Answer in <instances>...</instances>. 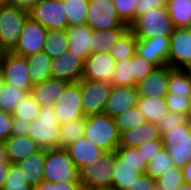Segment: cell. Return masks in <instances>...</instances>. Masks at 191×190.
Here are the masks:
<instances>
[{"label": "cell", "mask_w": 191, "mask_h": 190, "mask_svg": "<svg viewBox=\"0 0 191 190\" xmlns=\"http://www.w3.org/2000/svg\"><path fill=\"white\" fill-rule=\"evenodd\" d=\"M85 117L60 124L59 148L65 149L77 139L84 137Z\"/></svg>", "instance_id": "obj_35"}, {"label": "cell", "mask_w": 191, "mask_h": 190, "mask_svg": "<svg viewBox=\"0 0 191 190\" xmlns=\"http://www.w3.org/2000/svg\"><path fill=\"white\" fill-rule=\"evenodd\" d=\"M184 182L182 170L173 166L166 170L164 174L156 180V184L165 190H177L179 185Z\"/></svg>", "instance_id": "obj_42"}, {"label": "cell", "mask_w": 191, "mask_h": 190, "mask_svg": "<svg viewBox=\"0 0 191 190\" xmlns=\"http://www.w3.org/2000/svg\"><path fill=\"white\" fill-rule=\"evenodd\" d=\"M2 146L11 164H17L40 150L37 143L28 135L9 136Z\"/></svg>", "instance_id": "obj_21"}, {"label": "cell", "mask_w": 191, "mask_h": 190, "mask_svg": "<svg viewBox=\"0 0 191 190\" xmlns=\"http://www.w3.org/2000/svg\"><path fill=\"white\" fill-rule=\"evenodd\" d=\"M116 154L122 158L125 163L131 166H146L147 161L139 153L136 147L118 146L116 148Z\"/></svg>", "instance_id": "obj_45"}, {"label": "cell", "mask_w": 191, "mask_h": 190, "mask_svg": "<svg viewBox=\"0 0 191 190\" xmlns=\"http://www.w3.org/2000/svg\"><path fill=\"white\" fill-rule=\"evenodd\" d=\"M39 1L40 0H9V4L29 11Z\"/></svg>", "instance_id": "obj_54"}, {"label": "cell", "mask_w": 191, "mask_h": 190, "mask_svg": "<svg viewBox=\"0 0 191 190\" xmlns=\"http://www.w3.org/2000/svg\"><path fill=\"white\" fill-rule=\"evenodd\" d=\"M2 162H9V161L7 160L5 149L3 148L2 144H0V164Z\"/></svg>", "instance_id": "obj_57"}, {"label": "cell", "mask_w": 191, "mask_h": 190, "mask_svg": "<svg viewBox=\"0 0 191 190\" xmlns=\"http://www.w3.org/2000/svg\"><path fill=\"white\" fill-rule=\"evenodd\" d=\"M84 60L67 51L57 58H51L52 78L77 83L82 80Z\"/></svg>", "instance_id": "obj_15"}, {"label": "cell", "mask_w": 191, "mask_h": 190, "mask_svg": "<svg viewBox=\"0 0 191 190\" xmlns=\"http://www.w3.org/2000/svg\"><path fill=\"white\" fill-rule=\"evenodd\" d=\"M27 94L17 87L5 84L0 93V110L13 114L18 102Z\"/></svg>", "instance_id": "obj_40"}, {"label": "cell", "mask_w": 191, "mask_h": 190, "mask_svg": "<svg viewBox=\"0 0 191 190\" xmlns=\"http://www.w3.org/2000/svg\"><path fill=\"white\" fill-rule=\"evenodd\" d=\"M44 160L45 150L40 149L37 153L17 163L29 185L35 187L44 180Z\"/></svg>", "instance_id": "obj_26"}, {"label": "cell", "mask_w": 191, "mask_h": 190, "mask_svg": "<svg viewBox=\"0 0 191 190\" xmlns=\"http://www.w3.org/2000/svg\"><path fill=\"white\" fill-rule=\"evenodd\" d=\"M111 87L112 84L105 81H80L81 103L85 117L104 112Z\"/></svg>", "instance_id": "obj_11"}, {"label": "cell", "mask_w": 191, "mask_h": 190, "mask_svg": "<svg viewBox=\"0 0 191 190\" xmlns=\"http://www.w3.org/2000/svg\"><path fill=\"white\" fill-rule=\"evenodd\" d=\"M177 190H191V184L187 182H183L181 185H179Z\"/></svg>", "instance_id": "obj_58"}, {"label": "cell", "mask_w": 191, "mask_h": 190, "mask_svg": "<svg viewBox=\"0 0 191 190\" xmlns=\"http://www.w3.org/2000/svg\"><path fill=\"white\" fill-rule=\"evenodd\" d=\"M69 84L64 80L50 78L35 84L31 94L39 105L53 106Z\"/></svg>", "instance_id": "obj_23"}, {"label": "cell", "mask_w": 191, "mask_h": 190, "mask_svg": "<svg viewBox=\"0 0 191 190\" xmlns=\"http://www.w3.org/2000/svg\"><path fill=\"white\" fill-rule=\"evenodd\" d=\"M25 59L33 85L52 78L51 58L44 51L28 55Z\"/></svg>", "instance_id": "obj_28"}, {"label": "cell", "mask_w": 191, "mask_h": 190, "mask_svg": "<svg viewBox=\"0 0 191 190\" xmlns=\"http://www.w3.org/2000/svg\"><path fill=\"white\" fill-rule=\"evenodd\" d=\"M137 107L146 121L158 123L168 112L165 97H139Z\"/></svg>", "instance_id": "obj_29"}, {"label": "cell", "mask_w": 191, "mask_h": 190, "mask_svg": "<svg viewBox=\"0 0 191 190\" xmlns=\"http://www.w3.org/2000/svg\"><path fill=\"white\" fill-rule=\"evenodd\" d=\"M40 105L31 93L25 95L17 104L13 117L22 118L23 121L32 122L38 117Z\"/></svg>", "instance_id": "obj_39"}, {"label": "cell", "mask_w": 191, "mask_h": 190, "mask_svg": "<svg viewBox=\"0 0 191 190\" xmlns=\"http://www.w3.org/2000/svg\"><path fill=\"white\" fill-rule=\"evenodd\" d=\"M43 51L50 58H57L69 51L67 30H47Z\"/></svg>", "instance_id": "obj_32"}, {"label": "cell", "mask_w": 191, "mask_h": 190, "mask_svg": "<svg viewBox=\"0 0 191 190\" xmlns=\"http://www.w3.org/2000/svg\"><path fill=\"white\" fill-rule=\"evenodd\" d=\"M137 38L134 32L128 28L121 37L117 40L110 54L115 61H122L127 58H132L136 53Z\"/></svg>", "instance_id": "obj_33"}, {"label": "cell", "mask_w": 191, "mask_h": 190, "mask_svg": "<svg viewBox=\"0 0 191 190\" xmlns=\"http://www.w3.org/2000/svg\"><path fill=\"white\" fill-rule=\"evenodd\" d=\"M110 83L115 86H134L132 58L116 62Z\"/></svg>", "instance_id": "obj_38"}, {"label": "cell", "mask_w": 191, "mask_h": 190, "mask_svg": "<svg viewBox=\"0 0 191 190\" xmlns=\"http://www.w3.org/2000/svg\"><path fill=\"white\" fill-rule=\"evenodd\" d=\"M162 139L158 123L145 121L138 127L120 134L119 146L138 147L141 143Z\"/></svg>", "instance_id": "obj_22"}, {"label": "cell", "mask_w": 191, "mask_h": 190, "mask_svg": "<svg viewBox=\"0 0 191 190\" xmlns=\"http://www.w3.org/2000/svg\"><path fill=\"white\" fill-rule=\"evenodd\" d=\"M170 37L159 36L154 38L138 39L136 53L156 67L169 66Z\"/></svg>", "instance_id": "obj_16"}, {"label": "cell", "mask_w": 191, "mask_h": 190, "mask_svg": "<svg viewBox=\"0 0 191 190\" xmlns=\"http://www.w3.org/2000/svg\"><path fill=\"white\" fill-rule=\"evenodd\" d=\"M4 50L1 48L0 46V65H1V60H2V57H3V54H4Z\"/></svg>", "instance_id": "obj_61"}, {"label": "cell", "mask_w": 191, "mask_h": 190, "mask_svg": "<svg viewBox=\"0 0 191 190\" xmlns=\"http://www.w3.org/2000/svg\"><path fill=\"white\" fill-rule=\"evenodd\" d=\"M67 14L68 27L85 25L89 0H62Z\"/></svg>", "instance_id": "obj_34"}, {"label": "cell", "mask_w": 191, "mask_h": 190, "mask_svg": "<svg viewBox=\"0 0 191 190\" xmlns=\"http://www.w3.org/2000/svg\"><path fill=\"white\" fill-rule=\"evenodd\" d=\"M69 51L84 61L91 55V31L92 29L85 25L70 26L67 29Z\"/></svg>", "instance_id": "obj_25"}, {"label": "cell", "mask_w": 191, "mask_h": 190, "mask_svg": "<svg viewBox=\"0 0 191 190\" xmlns=\"http://www.w3.org/2000/svg\"><path fill=\"white\" fill-rule=\"evenodd\" d=\"M156 186V180L146 174H142L132 184L124 190H153Z\"/></svg>", "instance_id": "obj_51"}, {"label": "cell", "mask_w": 191, "mask_h": 190, "mask_svg": "<svg viewBox=\"0 0 191 190\" xmlns=\"http://www.w3.org/2000/svg\"><path fill=\"white\" fill-rule=\"evenodd\" d=\"M165 100L168 111L188 117L190 98L179 95H166Z\"/></svg>", "instance_id": "obj_46"}, {"label": "cell", "mask_w": 191, "mask_h": 190, "mask_svg": "<svg viewBox=\"0 0 191 190\" xmlns=\"http://www.w3.org/2000/svg\"><path fill=\"white\" fill-rule=\"evenodd\" d=\"M115 65L116 61L110 53L91 54L84 61L82 79L110 83Z\"/></svg>", "instance_id": "obj_17"}, {"label": "cell", "mask_w": 191, "mask_h": 190, "mask_svg": "<svg viewBox=\"0 0 191 190\" xmlns=\"http://www.w3.org/2000/svg\"><path fill=\"white\" fill-rule=\"evenodd\" d=\"M167 95L191 98V73L189 69H175L169 66Z\"/></svg>", "instance_id": "obj_30"}, {"label": "cell", "mask_w": 191, "mask_h": 190, "mask_svg": "<svg viewBox=\"0 0 191 190\" xmlns=\"http://www.w3.org/2000/svg\"><path fill=\"white\" fill-rule=\"evenodd\" d=\"M166 6L175 28L191 27V0H166Z\"/></svg>", "instance_id": "obj_31"}, {"label": "cell", "mask_w": 191, "mask_h": 190, "mask_svg": "<svg viewBox=\"0 0 191 190\" xmlns=\"http://www.w3.org/2000/svg\"><path fill=\"white\" fill-rule=\"evenodd\" d=\"M60 124L83 118L80 81L70 83L53 105Z\"/></svg>", "instance_id": "obj_13"}, {"label": "cell", "mask_w": 191, "mask_h": 190, "mask_svg": "<svg viewBox=\"0 0 191 190\" xmlns=\"http://www.w3.org/2000/svg\"><path fill=\"white\" fill-rule=\"evenodd\" d=\"M34 190H83L81 183L48 182L43 180Z\"/></svg>", "instance_id": "obj_49"}, {"label": "cell", "mask_w": 191, "mask_h": 190, "mask_svg": "<svg viewBox=\"0 0 191 190\" xmlns=\"http://www.w3.org/2000/svg\"><path fill=\"white\" fill-rule=\"evenodd\" d=\"M187 118L184 115L168 111L165 116L158 122L161 135L167 133V129H173L177 125L183 124Z\"/></svg>", "instance_id": "obj_47"}, {"label": "cell", "mask_w": 191, "mask_h": 190, "mask_svg": "<svg viewBox=\"0 0 191 190\" xmlns=\"http://www.w3.org/2000/svg\"><path fill=\"white\" fill-rule=\"evenodd\" d=\"M184 182L191 184V161L181 168Z\"/></svg>", "instance_id": "obj_56"}, {"label": "cell", "mask_w": 191, "mask_h": 190, "mask_svg": "<svg viewBox=\"0 0 191 190\" xmlns=\"http://www.w3.org/2000/svg\"><path fill=\"white\" fill-rule=\"evenodd\" d=\"M173 166L174 164L171 156L165 148H162L150 161L147 162L145 174L152 179L157 180L166 170L171 169Z\"/></svg>", "instance_id": "obj_36"}, {"label": "cell", "mask_w": 191, "mask_h": 190, "mask_svg": "<svg viewBox=\"0 0 191 190\" xmlns=\"http://www.w3.org/2000/svg\"><path fill=\"white\" fill-rule=\"evenodd\" d=\"M119 134L143 124L146 119L137 106L130 108L114 118Z\"/></svg>", "instance_id": "obj_37"}, {"label": "cell", "mask_w": 191, "mask_h": 190, "mask_svg": "<svg viewBox=\"0 0 191 190\" xmlns=\"http://www.w3.org/2000/svg\"><path fill=\"white\" fill-rule=\"evenodd\" d=\"M46 34L45 27L28 17L23 25L18 43L11 52L22 57L42 52Z\"/></svg>", "instance_id": "obj_12"}, {"label": "cell", "mask_w": 191, "mask_h": 190, "mask_svg": "<svg viewBox=\"0 0 191 190\" xmlns=\"http://www.w3.org/2000/svg\"><path fill=\"white\" fill-rule=\"evenodd\" d=\"M169 66L175 69L191 67V27L174 28L170 36Z\"/></svg>", "instance_id": "obj_14"}, {"label": "cell", "mask_w": 191, "mask_h": 190, "mask_svg": "<svg viewBox=\"0 0 191 190\" xmlns=\"http://www.w3.org/2000/svg\"><path fill=\"white\" fill-rule=\"evenodd\" d=\"M28 136L42 150L59 148L60 123L53 106L40 105L38 117L28 127Z\"/></svg>", "instance_id": "obj_1"}, {"label": "cell", "mask_w": 191, "mask_h": 190, "mask_svg": "<svg viewBox=\"0 0 191 190\" xmlns=\"http://www.w3.org/2000/svg\"><path fill=\"white\" fill-rule=\"evenodd\" d=\"M165 4V0H138L136 18L143 13H147L151 9L163 7Z\"/></svg>", "instance_id": "obj_52"}, {"label": "cell", "mask_w": 191, "mask_h": 190, "mask_svg": "<svg viewBox=\"0 0 191 190\" xmlns=\"http://www.w3.org/2000/svg\"><path fill=\"white\" fill-rule=\"evenodd\" d=\"M134 86L143 81L150 72L157 68L145 58L135 53L132 57Z\"/></svg>", "instance_id": "obj_44"}, {"label": "cell", "mask_w": 191, "mask_h": 190, "mask_svg": "<svg viewBox=\"0 0 191 190\" xmlns=\"http://www.w3.org/2000/svg\"><path fill=\"white\" fill-rule=\"evenodd\" d=\"M145 171L146 166H131L125 163L115 152L112 190H124L142 174H145Z\"/></svg>", "instance_id": "obj_24"}, {"label": "cell", "mask_w": 191, "mask_h": 190, "mask_svg": "<svg viewBox=\"0 0 191 190\" xmlns=\"http://www.w3.org/2000/svg\"><path fill=\"white\" fill-rule=\"evenodd\" d=\"M86 25L92 30L129 28L119 18L113 0H89Z\"/></svg>", "instance_id": "obj_10"}, {"label": "cell", "mask_w": 191, "mask_h": 190, "mask_svg": "<svg viewBox=\"0 0 191 190\" xmlns=\"http://www.w3.org/2000/svg\"><path fill=\"white\" fill-rule=\"evenodd\" d=\"M30 122L23 121L22 118L13 117L11 125V136L28 135Z\"/></svg>", "instance_id": "obj_53"}, {"label": "cell", "mask_w": 191, "mask_h": 190, "mask_svg": "<svg viewBox=\"0 0 191 190\" xmlns=\"http://www.w3.org/2000/svg\"><path fill=\"white\" fill-rule=\"evenodd\" d=\"M129 28L137 39H146L159 36L170 37L175 27L165 4L163 7L151 9L139 15Z\"/></svg>", "instance_id": "obj_3"}, {"label": "cell", "mask_w": 191, "mask_h": 190, "mask_svg": "<svg viewBox=\"0 0 191 190\" xmlns=\"http://www.w3.org/2000/svg\"><path fill=\"white\" fill-rule=\"evenodd\" d=\"M10 164H11L10 162H2L0 164V190H2L4 186V181L8 174Z\"/></svg>", "instance_id": "obj_55"}, {"label": "cell", "mask_w": 191, "mask_h": 190, "mask_svg": "<svg viewBox=\"0 0 191 190\" xmlns=\"http://www.w3.org/2000/svg\"><path fill=\"white\" fill-rule=\"evenodd\" d=\"M74 165L80 170L83 166L98 161L106 152L85 137H81L65 148Z\"/></svg>", "instance_id": "obj_20"}, {"label": "cell", "mask_w": 191, "mask_h": 190, "mask_svg": "<svg viewBox=\"0 0 191 190\" xmlns=\"http://www.w3.org/2000/svg\"><path fill=\"white\" fill-rule=\"evenodd\" d=\"M0 71L5 84L31 93L34 85L28 72V65L25 57L18 56L12 52H4Z\"/></svg>", "instance_id": "obj_9"}, {"label": "cell", "mask_w": 191, "mask_h": 190, "mask_svg": "<svg viewBox=\"0 0 191 190\" xmlns=\"http://www.w3.org/2000/svg\"><path fill=\"white\" fill-rule=\"evenodd\" d=\"M84 137L105 152H115L120 142L115 120L105 113L85 117Z\"/></svg>", "instance_id": "obj_2"}, {"label": "cell", "mask_w": 191, "mask_h": 190, "mask_svg": "<svg viewBox=\"0 0 191 190\" xmlns=\"http://www.w3.org/2000/svg\"><path fill=\"white\" fill-rule=\"evenodd\" d=\"M44 180L52 183H81L79 170L65 149L45 150Z\"/></svg>", "instance_id": "obj_5"}, {"label": "cell", "mask_w": 191, "mask_h": 190, "mask_svg": "<svg viewBox=\"0 0 191 190\" xmlns=\"http://www.w3.org/2000/svg\"><path fill=\"white\" fill-rule=\"evenodd\" d=\"M28 17V10L23 8L11 4L0 6V46L5 52H11L17 45Z\"/></svg>", "instance_id": "obj_6"}, {"label": "cell", "mask_w": 191, "mask_h": 190, "mask_svg": "<svg viewBox=\"0 0 191 190\" xmlns=\"http://www.w3.org/2000/svg\"><path fill=\"white\" fill-rule=\"evenodd\" d=\"M153 190H165V189H164V188H161L160 186H158V185L156 184V186L154 187Z\"/></svg>", "instance_id": "obj_63"}, {"label": "cell", "mask_w": 191, "mask_h": 190, "mask_svg": "<svg viewBox=\"0 0 191 190\" xmlns=\"http://www.w3.org/2000/svg\"><path fill=\"white\" fill-rule=\"evenodd\" d=\"M169 66L155 68L136 85L139 97H166L168 94Z\"/></svg>", "instance_id": "obj_19"}, {"label": "cell", "mask_w": 191, "mask_h": 190, "mask_svg": "<svg viewBox=\"0 0 191 190\" xmlns=\"http://www.w3.org/2000/svg\"><path fill=\"white\" fill-rule=\"evenodd\" d=\"M29 17L47 30H66L67 14L62 0H40L29 11Z\"/></svg>", "instance_id": "obj_8"}, {"label": "cell", "mask_w": 191, "mask_h": 190, "mask_svg": "<svg viewBox=\"0 0 191 190\" xmlns=\"http://www.w3.org/2000/svg\"><path fill=\"white\" fill-rule=\"evenodd\" d=\"M143 156V158L148 162L163 148L162 139L151 140L146 143H141L136 147Z\"/></svg>", "instance_id": "obj_48"}, {"label": "cell", "mask_w": 191, "mask_h": 190, "mask_svg": "<svg viewBox=\"0 0 191 190\" xmlns=\"http://www.w3.org/2000/svg\"><path fill=\"white\" fill-rule=\"evenodd\" d=\"M163 148L171 156L174 166L182 168L191 161V122L186 120L162 135Z\"/></svg>", "instance_id": "obj_7"}, {"label": "cell", "mask_w": 191, "mask_h": 190, "mask_svg": "<svg viewBox=\"0 0 191 190\" xmlns=\"http://www.w3.org/2000/svg\"><path fill=\"white\" fill-rule=\"evenodd\" d=\"M4 85H5V82L3 80V76H2L1 71H0V93L2 92V90L4 88Z\"/></svg>", "instance_id": "obj_59"}, {"label": "cell", "mask_w": 191, "mask_h": 190, "mask_svg": "<svg viewBox=\"0 0 191 190\" xmlns=\"http://www.w3.org/2000/svg\"><path fill=\"white\" fill-rule=\"evenodd\" d=\"M138 98L136 86L112 85L103 113L114 119L126 110L137 106Z\"/></svg>", "instance_id": "obj_18"}, {"label": "cell", "mask_w": 191, "mask_h": 190, "mask_svg": "<svg viewBox=\"0 0 191 190\" xmlns=\"http://www.w3.org/2000/svg\"><path fill=\"white\" fill-rule=\"evenodd\" d=\"M13 114L0 110V144L11 136Z\"/></svg>", "instance_id": "obj_50"}, {"label": "cell", "mask_w": 191, "mask_h": 190, "mask_svg": "<svg viewBox=\"0 0 191 190\" xmlns=\"http://www.w3.org/2000/svg\"><path fill=\"white\" fill-rule=\"evenodd\" d=\"M9 4V0H0V6Z\"/></svg>", "instance_id": "obj_62"}, {"label": "cell", "mask_w": 191, "mask_h": 190, "mask_svg": "<svg viewBox=\"0 0 191 190\" xmlns=\"http://www.w3.org/2000/svg\"><path fill=\"white\" fill-rule=\"evenodd\" d=\"M128 28H110L91 31V54L110 53L117 40Z\"/></svg>", "instance_id": "obj_27"}, {"label": "cell", "mask_w": 191, "mask_h": 190, "mask_svg": "<svg viewBox=\"0 0 191 190\" xmlns=\"http://www.w3.org/2000/svg\"><path fill=\"white\" fill-rule=\"evenodd\" d=\"M119 18L128 26L136 20L138 0H113Z\"/></svg>", "instance_id": "obj_43"}, {"label": "cell", "mask_w": 191, "mask_h": 190, "mask_svg": "<svg viewBox=\"0 0 191 190\" xmlns=\"http://www.w3.org/2000/svg\"><path fill=\"white\" fill-rule=\"evenodd\" d=\"M2 190H34L17 164H10Z\"/></svg>", "instance_id": "obj_41"}, {"label": "cell", "mask_w": 191, "mask_h": 190, "mask_svg": "<svg viewBox=\"0 0 191 190\" xmlns=\"http://www.w3.org/2000/svg\"><path fill=\"white\" fill-rule=\"evenodd\" d=\"M115 152H106L93 164L79 170V180L85 190H112Z\"/></svg>", "instance_id": "obj_4"}, {"label": "cell", "mask_w": 191, "mask_h": 190, "mask_svg": "<svg viewBox=\"0 0 191 190\" xmlns=\"http://www.w3.org/2000/svg\"><path fill=\"white\" fill-rule=\"evenodd\" d=\"M187 120H189L191 122V98H190L189 114H188Z\"/></svg>", "instance_id": "obj_60"}]
</instances>
